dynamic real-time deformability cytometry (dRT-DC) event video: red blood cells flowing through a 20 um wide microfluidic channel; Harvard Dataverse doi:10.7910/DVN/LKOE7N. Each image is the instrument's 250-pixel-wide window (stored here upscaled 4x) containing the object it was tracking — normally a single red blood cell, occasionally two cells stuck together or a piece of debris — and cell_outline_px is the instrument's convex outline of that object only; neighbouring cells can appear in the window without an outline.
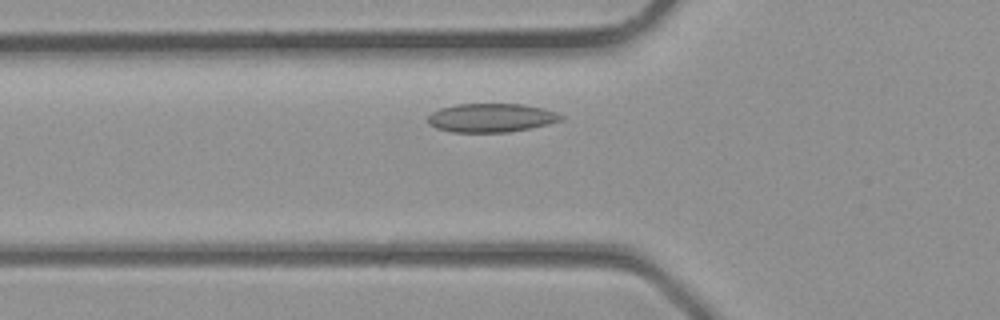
{"species": "common noctule bat (a hibernating species)", "species_latin": "Nyctalus noctula", "temperature_condition": "room temperature", "stored_images_in_passage": 4, "camera_frame_rate_fps": 3000, "um_per_image_px": 0.085, "animal": {"sex": "male", "body_mass_g": 23.1, "forearm_length_mm": 52.7}, "frame": {"image": 1, "passage_image": 4, "time_ms": 1.0, "image_size_px": [1000, 320], "cell_outline_px": [[564, 120], [548, 124], [508, 132], [452, 132], [436, 128], [428, 124], [428, 116], [432, 112], [440, 108], [456, 104], [524, 104], [544, 108], [556, 112], [564, 116]], "centroid_in_image_um": [41.76, 10.01], "position_along_channel_um": 84.0, "area_um2": 22.37}}